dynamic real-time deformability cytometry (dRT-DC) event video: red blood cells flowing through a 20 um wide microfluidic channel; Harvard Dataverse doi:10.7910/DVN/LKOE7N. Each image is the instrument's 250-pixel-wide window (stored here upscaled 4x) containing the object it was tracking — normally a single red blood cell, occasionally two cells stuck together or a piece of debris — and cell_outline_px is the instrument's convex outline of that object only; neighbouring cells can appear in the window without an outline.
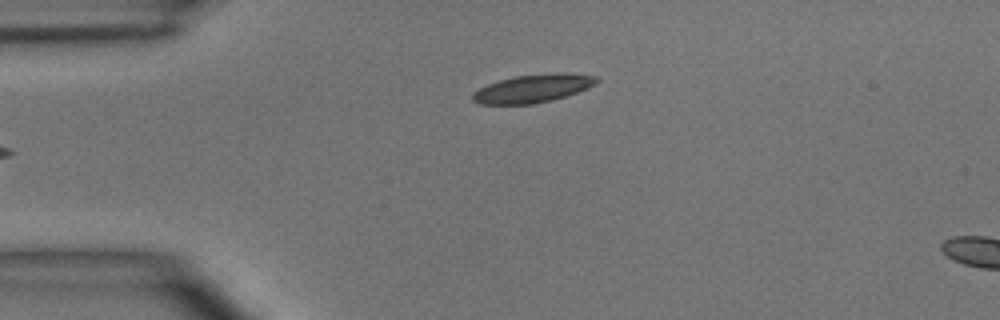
{"species": "common noctule bat (a hibernating species)", "species_latin": "Nyctalus noctula", "temperature_condition": "room temperature", "stored_images_in_passage": 5, "camera_frame_rate_fps": 3000, "um_per_image_px": 0.085, "animal": {"sex": "male", "body_mass_g": 15.6}, "frame": {"image": 1, "passage_image": 5, "time_ms": 4.667, "image_size_px": [1000, 320], "cell_outline_px": [[600, 80], [596, 84], [588, 88], [552, 100], [532, 104], [480, 104], [472, 100], [472, 92], [488, 84], [500, 80], [516, 76], [560, 72], [564, 72], [596, 76]], "centroid_in_image_um": [45.31, 7.51], "position_along_channel_um": 39.7, "area_um2": 20.23}}